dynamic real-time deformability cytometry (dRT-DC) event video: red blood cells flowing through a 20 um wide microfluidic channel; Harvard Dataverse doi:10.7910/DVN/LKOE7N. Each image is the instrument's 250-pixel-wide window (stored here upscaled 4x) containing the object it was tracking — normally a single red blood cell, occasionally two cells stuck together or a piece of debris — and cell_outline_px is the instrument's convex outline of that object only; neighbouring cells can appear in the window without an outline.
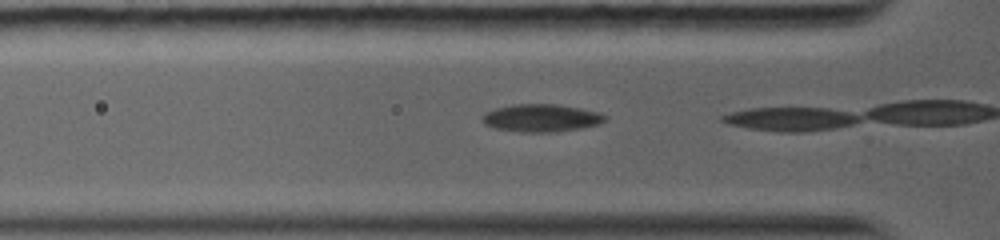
{"species": "common noctule bat (a hibernating species)", "species_latin": "Nyctalus noctula", "temperature_condition": "warm", "stored_images_in_passage": 10, "camera_frame_rate_fps": 5000, "um_per_image_px": 0.085, "animal": {"sex": "female", "body_mass_g": 19.0, "forearm_length_mm": 56.7}, "frame": {"image": 1, "passage_image": 2, "time_ms": 0.6, "image_size_px": [1000, 240], "cell_outline_px": [[608, 120], [600, 124], [580, 128], [552, 132], [520, 132], [496, 128], [484, 124], [480, 120], [480, 116], [484, 112], [496, 108], [512, 104], [556, 104], [580, 108], [600, 112], [608, 116]], "centroid_in_image_um": [46.01, 10.02], "position_along_channel_um": 79.8, "area_um2": 20.06}}